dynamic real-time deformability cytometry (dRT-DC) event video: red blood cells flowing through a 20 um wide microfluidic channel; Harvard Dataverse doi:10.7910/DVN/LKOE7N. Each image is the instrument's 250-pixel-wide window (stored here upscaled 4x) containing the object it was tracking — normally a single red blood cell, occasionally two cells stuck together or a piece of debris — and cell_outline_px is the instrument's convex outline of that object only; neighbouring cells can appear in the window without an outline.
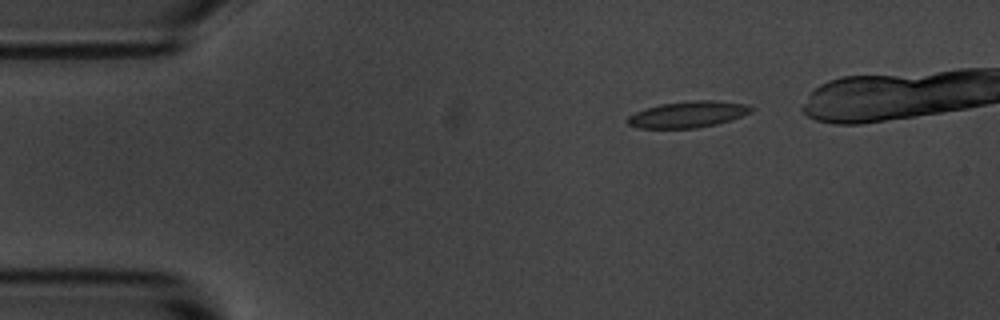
{"species": "common noctule bat (a hibernating species)", "species_latin": "Nyctalus noctula", "temperature_condition": "room temperature", "stored_images_in_passage": 5, "camera_frame_rate_fps": 3000, "um_per_image_px": 0.085, "animal": {"sex": "male", "body_mass_g": 20.1, "forearm_length_mm": 53.5}, "frame": {"image": 1, "passage_image": 2, "time_ms": 1.333, "image_size_px": [1000, 320], "cell_outline_px": [[756, 108], [752, 112], [732, 120], [716, 124], [696, 128], [636, 128], [628, 124], [628, 116], [636, 112], [660, 104], [696, 100], [708, 100], [748, 104]], "centroid_in_image_um": [58.53, 9.73], "position_along_channel_um": 26.5, "area_um2": 18.9}}